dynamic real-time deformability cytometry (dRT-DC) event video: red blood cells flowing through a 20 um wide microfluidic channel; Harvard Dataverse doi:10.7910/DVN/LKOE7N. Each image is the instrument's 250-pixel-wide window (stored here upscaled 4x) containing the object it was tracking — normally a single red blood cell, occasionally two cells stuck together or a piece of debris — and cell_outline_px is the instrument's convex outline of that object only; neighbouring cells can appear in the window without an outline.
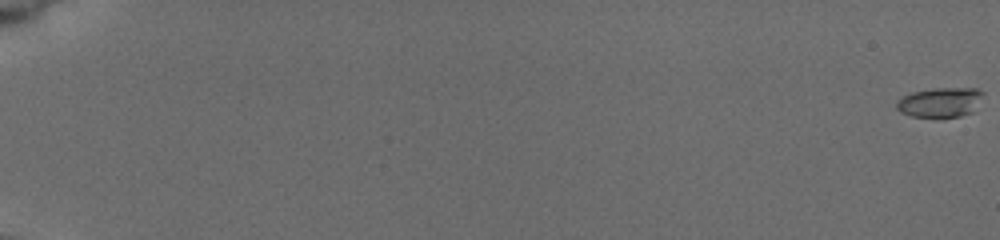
{"species": "common noctule bat (a hibernating species)", "species_latin": "Nyctalus noctula", "temperature_condition": "cold", "stored_images_in_passage": 35, "camera_frame_rate_fps": 3000, "um_per_image_px": 0.085, "animal": {"sex": "female", "body_mass_g": 19.5, "forearm_length_mm": 54.1}, "frame": {"image": 1, "passage_image": 1, "time_ms": 0.0, "image_size_px": [1000, 240], "cell_outline_px": [[984, 92], [972, 112], [960, 116], [912, 116], [900, 112], [896, 108], [896, 100], [912, 92], [932, 88], [976, 88]], "centroid_in_image_um": [79.88, 8.67], "position_along_channel_um": 5.1, "area_um2": 14.74}}
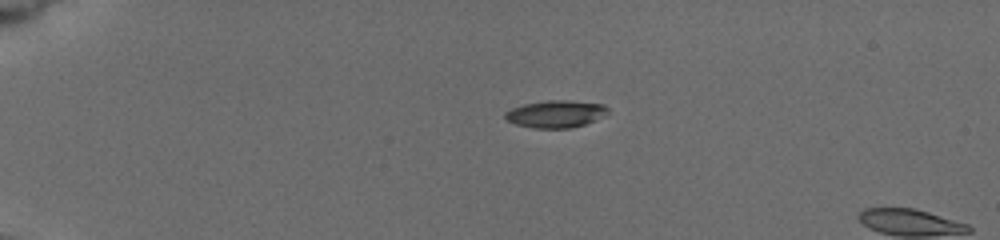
{"frame": {"image": 2, "passage_image": 26, "time_ms": 5.0, "image_size_px": [1000, 240], "cell_outline_px": [[608, 112], [596, 120], [572, 128], [532, 128], [516, 124], [504, 120], [504, 112], [512, 108], [524, 104], [548, 100], [564, 100], [604, 104], [608, 108]], "centroid_in_image_um": [47.2, 9.69], "position_along_channel_um": 37.8, "area_um2": 16.36}}